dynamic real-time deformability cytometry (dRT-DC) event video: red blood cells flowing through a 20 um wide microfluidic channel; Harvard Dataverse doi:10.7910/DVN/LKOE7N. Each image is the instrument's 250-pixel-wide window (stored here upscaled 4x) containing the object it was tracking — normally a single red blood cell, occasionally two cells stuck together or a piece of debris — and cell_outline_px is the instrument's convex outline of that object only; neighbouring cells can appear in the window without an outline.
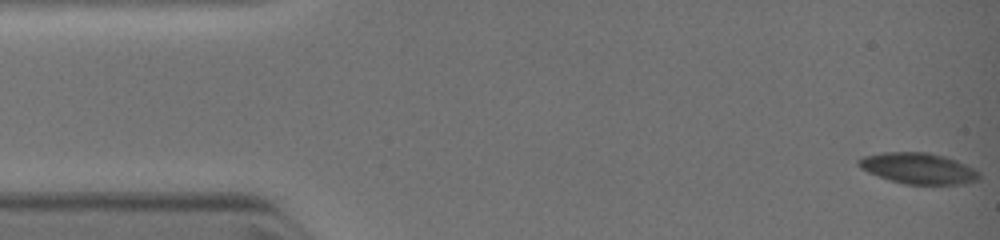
{"species": "common noctule bat (a hibernating species)", "species_latin": "Nyctalus noctula", "temperature_condition": "warm", "stored_images_in_passage": 47, "camera_frame_rate_fps": 3000, "um_per_image_px": 0.085, "animal": {"sex": "female", "body_mass_g": 19.0, "forearm_length_mm": 51.5}, "frame": {"image": 1, "passage_image": 1, "time_ms": 0.0, "image_size_px": [1000, 240], "cell_outline_px": [[980, 180], [964, 184], [904, 184], [888, 180], [868, 172], [860, 168], [856, 164], [856, 160], [864, 156], [884, 152], [928, 152], [944, 156], [956, 160], [980, 172]], "centroid_in_image_um": [78.04, 14.31], "position_along_channel_um": 7.0, "area_um2": 21.91}}
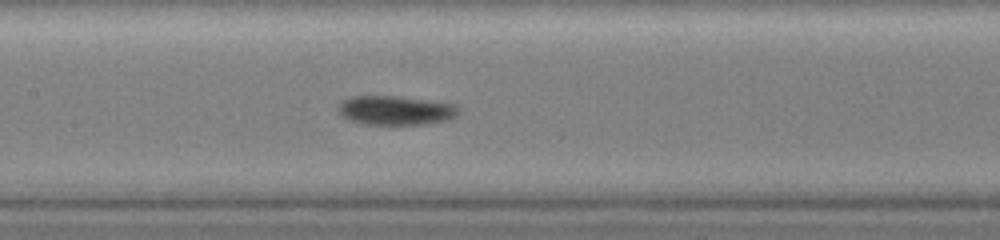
{"frame": {"image": 2, "passage_image": 23, "time_ms": 5.667, "image_size_px": [1000, 240], "cell_outline_px": [[460, 108], [456, 116], [444, 120], [424, 124], [364, 124], [348, 120], [340, 112], [340, 104], [344, 100], [352, 96], [400, 96], [456, 104]], "centroid_in_image_um": [33.66, 9.37], "position_along_channel_um": 173.7, "area_um2": 20.23}}
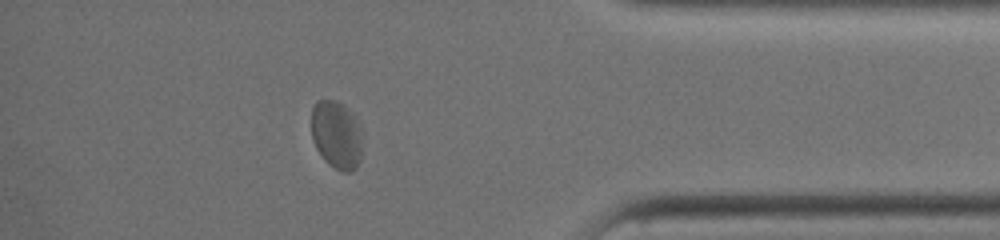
{"frame": {"image": 3, "passage_image": 40, "time_ms": 10.667, "image_size_px": [1000, 240], "cell_outline_px": [[360, 160], [356, 168], [352, 172], [344, 172], [328, 164], [324, 160], [316, 148], [312, 140], [312, 108], [316, 100], [336, 100], [356, 120], [360, 132]], "centroid_in_image_um": [28.56, 11.49], "position_along_channel_um": 406.6, "area_um2": 19.77}}